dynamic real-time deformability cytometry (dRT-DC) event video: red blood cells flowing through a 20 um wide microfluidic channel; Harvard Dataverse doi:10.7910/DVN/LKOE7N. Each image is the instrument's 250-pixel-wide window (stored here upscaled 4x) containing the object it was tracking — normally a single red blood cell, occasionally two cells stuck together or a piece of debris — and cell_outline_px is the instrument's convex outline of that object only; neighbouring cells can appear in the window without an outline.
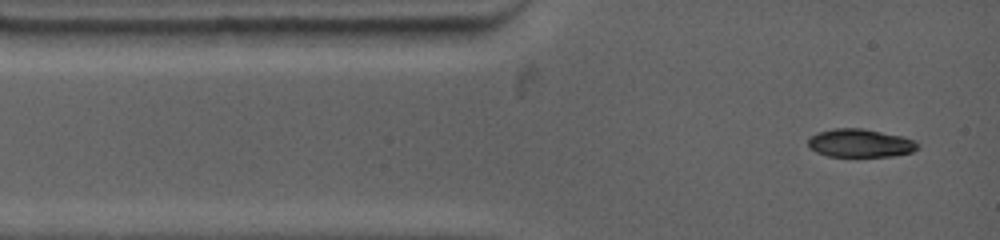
{"species": "common noctule bat (a hibernating species)", "species_latin": "Nyctalus noctula", "temperature_condition": "warm", "stored_images_in_passage": 6, "camera_frame_rate_fps": 4500, "um_per_image_px": 0.085, "animal": {"sex": "female", "body_mass_g": 19.0, "forearm_length_mm": 53.3}, "frame": {"image": 1, "passage_image": 1, "time_ms": 0.0, "image_size_px": [1000, 240], "cell_outline_px": [[920, 148], [912, 152], [896, 156], [828, 156], [816, 152], [808, 148], [808, 140], [816, 132], [832, 128], [864, 128], [900, 136], [916, 140], [920, 144]], "centroid_in_image_um": [73.13, 12.16], "position_along_channel_um": 11.9, "area_um2": 18.26}}
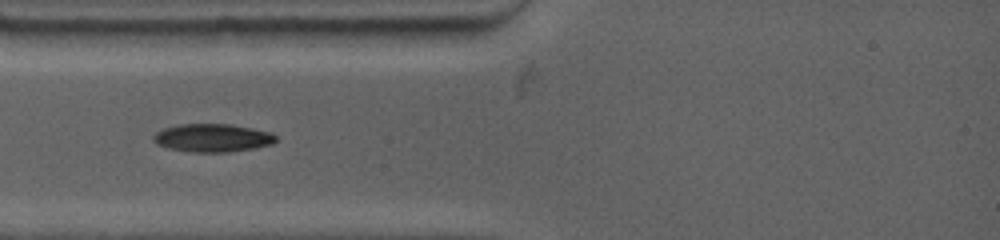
{"frame": {"image": 2, "passage_image": 4, "time_ms": 2.222, "image_size_px": [1000, 240], "cell_outline_px": [[276, 140], [272, 144], [252, 148], [228, 152], [192, 152], [168, 148], [156, 144], [152, 140], [152, 136], [156, 132], [164, 128], [176, 124], [232, 124], [272, 132], [276, 136]], "centroid_in_image_um": [18.03, 11.71], "position_along_channel_um": 67.0, "area_um2": 20.17}}
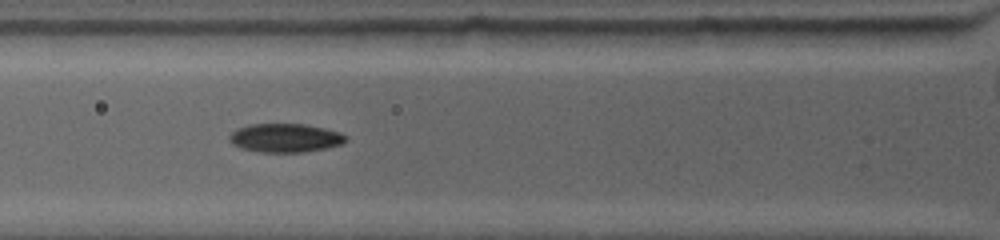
{"frame": {"image": 3, "passage_image": 5, "time_ms": 3.111, "image_size_px": [1000, 240], "cell_outline_px": [[348, 140], [340, 144], [324, 148], [304, 152], [260, 152], [240, 148], [232, 144], [228, 140], [228, 136], [236, 128], [248, 124], [304, 124], [324, 128], [340, 132], [348, 136]], "centroid_in_image_um": [24.21, 11.72], "position_along_channel_um": 101.6, "area_um2": 19.59}}